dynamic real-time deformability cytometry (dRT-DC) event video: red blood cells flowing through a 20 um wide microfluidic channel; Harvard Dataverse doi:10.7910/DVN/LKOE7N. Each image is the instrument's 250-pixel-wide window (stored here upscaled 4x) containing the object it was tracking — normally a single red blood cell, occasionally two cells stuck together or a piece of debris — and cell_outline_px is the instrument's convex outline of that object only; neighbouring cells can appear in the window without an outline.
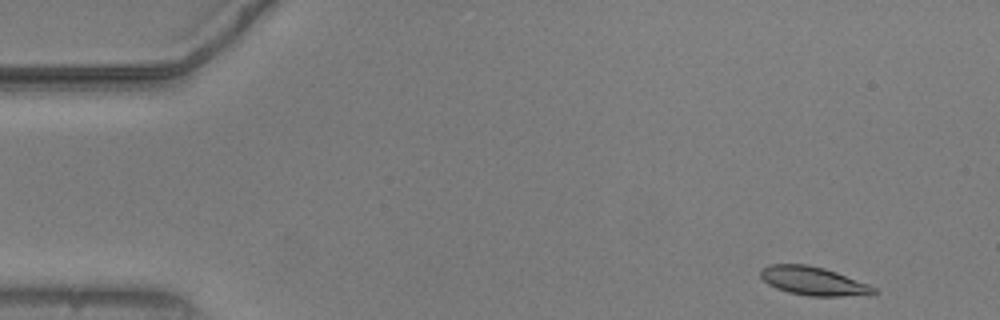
{"species": "common noctule bat (a hibernating species)", "species_latin": "Nyctalus noctula", "temperature_condition": "warm", "stored_images_in_passage": 51, "segment_of_instrument_passage": [1, 2], "camera_frame_rate_fps": 3000, "um_per_image_px": 0.085, "animal": {"sex": "male", "body_mass_g": 20.5, "forearm_length_mm": 52.5}, "frame": {"image": 1, "passage_image": 1, "time_ms": 0.0, "image_size_px": [1000, 320], "cell_outline_px": [[880, 292], [872, 296], [808, 296], [788, 292], [776, 288], [768, 284], [760, 276], [760, 268], [768, 264], [808, 264], [824, 268], [836, 272], [868, 284], [876, 288]], "centroid_in_image_um": [69.17, 23.9], "position_along_channel_um": 15.8, "area_um2": 19.19}}
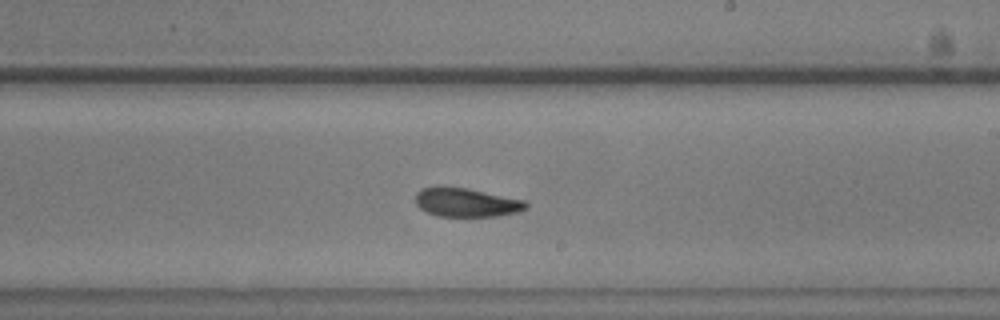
{"frame": {"image": 2, "passage_image": 28, "time_ms": 9.0, "image_size_px": [1000, 320], "cell_outline_px": [[528, 208], [516, 212], [496, 216], [436, 216], [420, 208], [416, 204], [416, 192], [420, 188], [436, 184], [440, 184], [468, 188], [524, 200], [528, 204]], "centroid_in_image_um": [39.57, 17.17], "position_along_channel_um": 249.4, "area_um2": 18.96}}
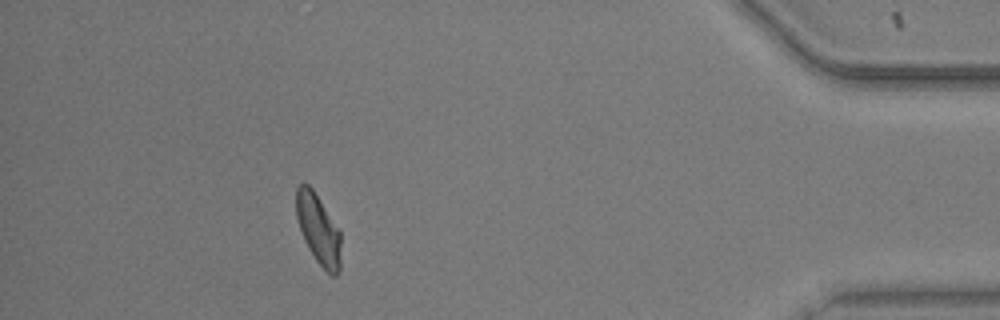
{"frame": {"image": 3, "passage_image": 45, "time_ms": 14.667, "image_size_px": [1000, 320], "cell_outline_px": [[340, 268], [336, 276], [332, 276], [316, 260], [308, 248], [304, 240], [296, 216], [296, 188], [300, 184], [308, 184], [312, 188], [340, 232]], "centroid_in_image_um": [27.05, 19.49], "position_along_channel_um": 408.2, "area_um2": 17.86}}